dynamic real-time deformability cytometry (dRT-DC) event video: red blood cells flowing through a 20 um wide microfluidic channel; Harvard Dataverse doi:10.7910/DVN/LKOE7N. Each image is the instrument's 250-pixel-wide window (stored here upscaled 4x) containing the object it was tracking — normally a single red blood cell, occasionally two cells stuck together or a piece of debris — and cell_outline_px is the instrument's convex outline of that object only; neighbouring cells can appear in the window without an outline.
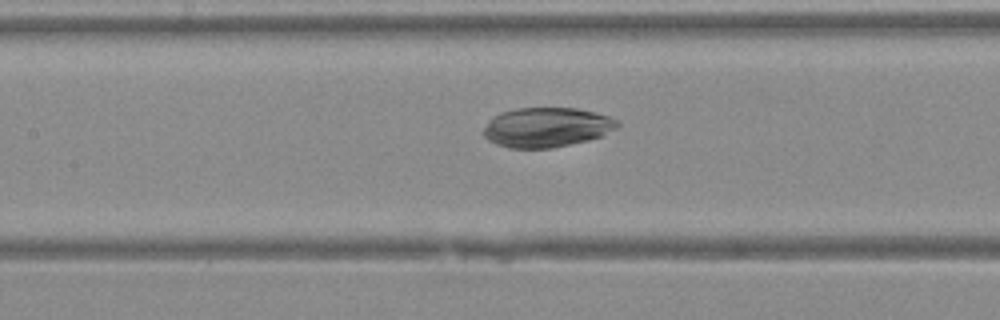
{"species": "Egyptian fruit bat (a non-hibernating species)", "species_latin": "Rousettus aegyptiacus", "temperature_condition": "warm", "stored_images_in_passage": 34, "camera_frame_rate_fps": 3000, "um_per_image_px": 0.085, "animal": {"sex": "female"}, "frame": {"image": 1, "passage_image": 12, "time_ms": 3.667, "image_size_px": [1000, 320], "cell_outline_px": [[620, 128], [604, 136], [588, 140], [552, 148], [508, 148], [496, 144], [488, 140], [484, 136], [484, 128], [492, 116], [500, 112], [516, 108], [576, 108], [608, 116], [620, 120]], "centroid_in_image_um": [46.5, 10.82], "position_along_channel_um": 160.9, "area_um2": 31.27}}
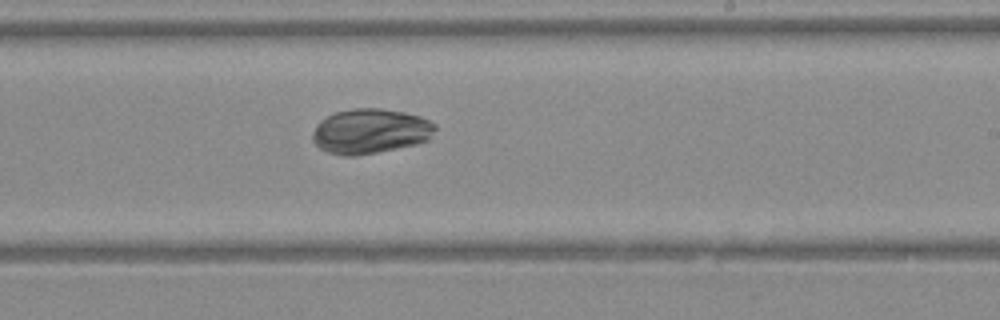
{"frame": {"image": 2, "passage_image": 18, "time_ms": 5.667, "image_size_px": [1000, 320], "cell_outline_px": [[436, 128], [428, 140], [416, 144], [356, 156], [344, 156], [328, 152], [320, 148], [312, 140], [312, 132], [316, 124], [320, 120], [336, 112], [352, 108], [380, 108], [404, 112], [420, 116], [436, 124]], "centroid_in_image_um": [31.46, 11.15], "position_along_channel_um": 257.5, "area_um2": 32.08}}
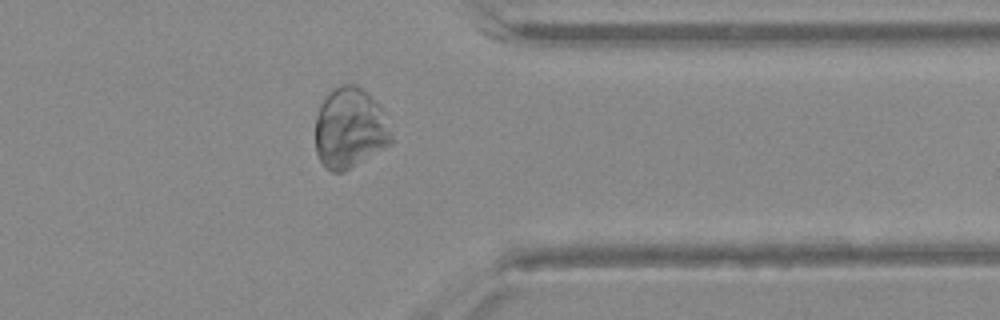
{"frame": {"image": 3, "passage_image": 26, "time_ms": 8.333, "image_size_px": [1000, 320], "cell_outline_px": [[392, 140], [388, 144], [344, 172], [332, 172], [324, 168], [316, 152], [316, 116], [320, 104], [324, 96], [336, 88], [344, 84], [356, 84], [380, 104], [392, 136]], "centroid_in_image_um": [29.7, 10.89], "position_along_channel_um": 381.7, "area_um2": 35.32}}